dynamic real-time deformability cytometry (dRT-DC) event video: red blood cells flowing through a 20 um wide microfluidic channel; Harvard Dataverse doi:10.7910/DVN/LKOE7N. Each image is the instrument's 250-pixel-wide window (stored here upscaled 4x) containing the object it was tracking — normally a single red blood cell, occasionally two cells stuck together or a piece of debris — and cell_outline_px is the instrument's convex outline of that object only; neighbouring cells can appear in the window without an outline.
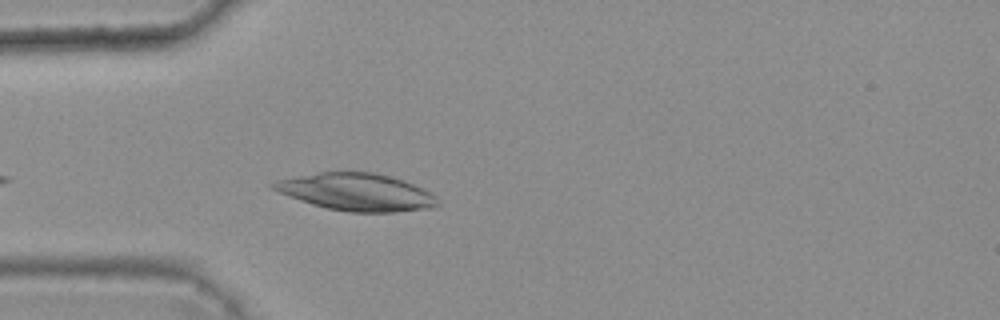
{"species": "common noctule bat (a hibernating species)", "species_latin": "Nyctalus noctula", "temperature_condition": "warm", "stored_images_in_passage": 4, "camera_frame_rate_fps": 3000, "um_per_image_px": 0.085, "animal": {"sex": "female", "body_mass_g": 25.1}, "frame": {"image": 1, "passage_image": 4, "time_ms": 1.0, "image_size_px": [1000, 320], "cell_outline_px": [[440, 204], [432, 208], [396, 212], [348, 212], [328, 208], [312, 204], [300, 200], [280, 192], [272, 188], [268, 184], [280, 180], [320, 172], [376, 172], [392, 176], [404, 180], [424, 188], [432, 192], [436, 196]], "centroid_in_image_um": [30.4, 16.33], "position_along_channel_um": 54.6, "area_um2": 35.66}}